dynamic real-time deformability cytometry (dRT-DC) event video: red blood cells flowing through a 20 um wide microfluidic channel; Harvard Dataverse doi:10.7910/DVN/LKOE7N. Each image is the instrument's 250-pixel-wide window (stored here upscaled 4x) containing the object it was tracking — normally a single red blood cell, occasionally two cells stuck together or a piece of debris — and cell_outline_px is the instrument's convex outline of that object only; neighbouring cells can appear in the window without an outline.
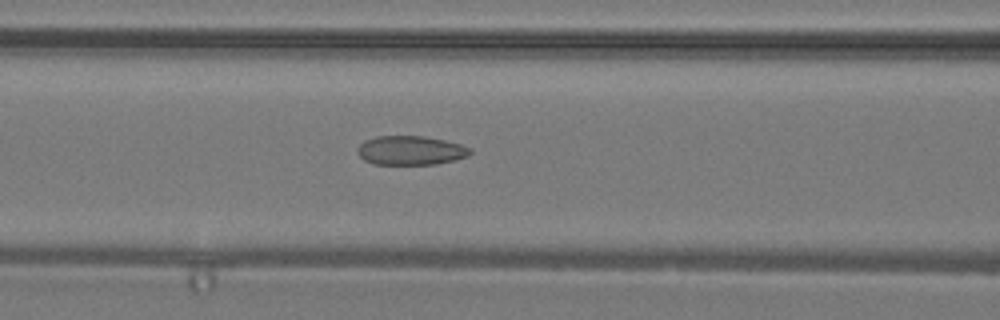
{"species": "common noctule bat (a hibernating species)", "species_latin": "Nyctalus noctula", "temperature_condition": "warm", "stored_images_in_passage": 40, "camera_frame_rate_fps": 3000, "um_per_image_px": 0.085, "animal": {"sex": "male", "body_mass_g": 19.2, "forearm_length_mm": 51.8}, "frame": {"image": 1, "passage_image": 17, "time_ms": 5.333, "image_size_px": [1000, 320], "cell_outline_px": [[472, 152], [468, 156], [456, 160], [436, 164], [376, 164], [364, 160], [356, 152], [356, 148], [364, 140], [376, 136], [424, 136], [444, 140], [460, 144], [472, 148]], "centroid_in_image_um": [34.91, 12.78], "position_along_channel_um": 131.7, "area_um2": 19.25}}
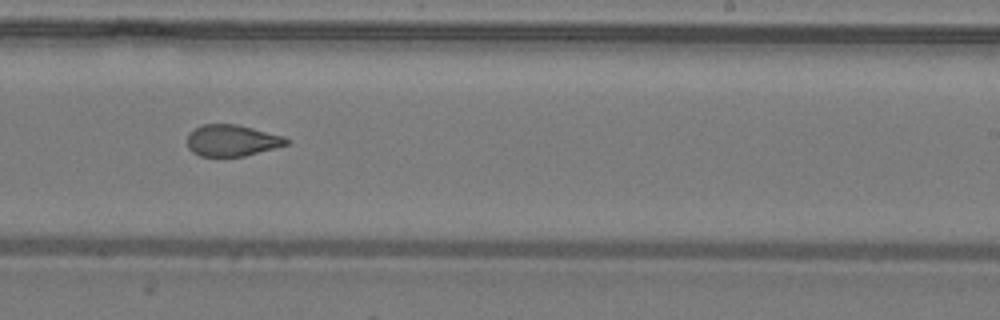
{"frame": {"image": 2, "passage_image": 25, "time_ms": 8.0, "image_size_px": [1000, 320], "cell_outline_px": [[288, 144], [244, 156], [200, 156], [192, 152], [188, 148], [188, 132], [204, 124], [236, 124], [284, 136], [288, 140]], "centroid_in_image_um": [19.69, 11.94], "position_along_channel_um": 269.3, "area_um2": 17.98}}
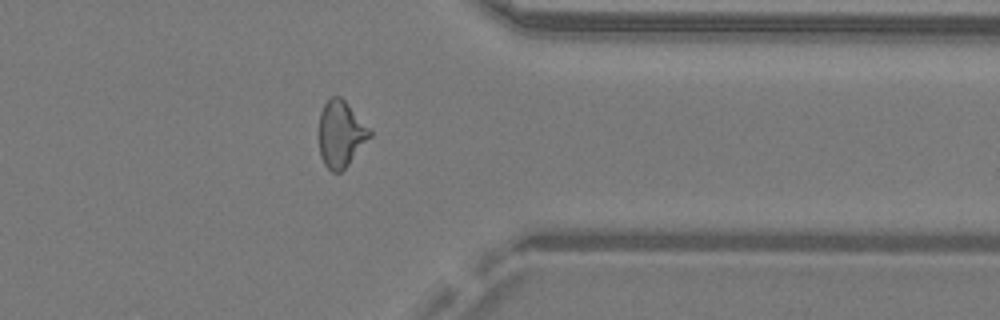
{"frame": {"image": 3, "passage_image": 32, "time_ms": 10.333, "image_size_px": [1000, 320], "cell_outline_px": [[372, 136], [348, 164], [340, 172], [332, 172], [324, 164], [320, 156], [320, 112], [324, 104], [332, 96], [340, 96], [348, 104], [372, 132]], "centroid_in_image_um": [28.97, 11.39], "position_along_channel_um": 382.4, "area_um2": 19.31}}